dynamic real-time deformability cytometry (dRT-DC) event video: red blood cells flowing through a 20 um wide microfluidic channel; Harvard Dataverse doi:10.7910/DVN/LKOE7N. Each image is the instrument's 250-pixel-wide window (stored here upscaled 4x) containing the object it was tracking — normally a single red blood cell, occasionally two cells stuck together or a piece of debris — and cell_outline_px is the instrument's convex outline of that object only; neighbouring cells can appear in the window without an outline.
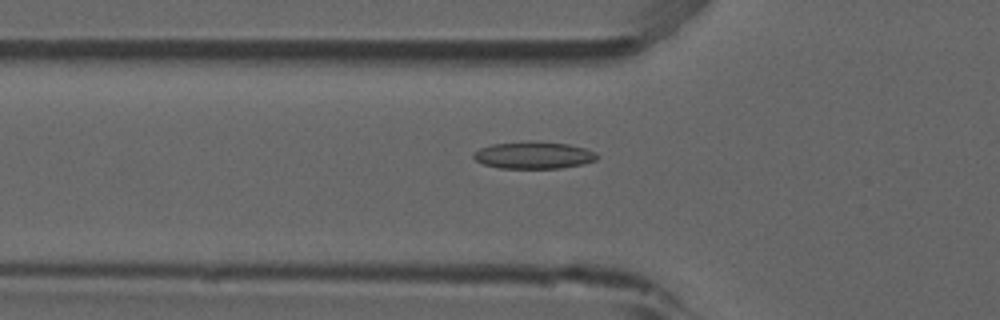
{"species": "common noctule bat (a hibernating species)", "species_latin": "Nyctalus noctula", "temperature_condition": "room temperature", "stored_images_in_passage": 45, "camera_frame_rate_fps": 3000, "um_per_image_px": 0.085, "animal": {"sex": "male", "forearm_length_mm": 52.5}, "frame": {"image": 1, "passage_image": 10, "time_ms": 3.0, "image_size_px": [1000, 320], "cell_outline_px": [[600, 156], [596, 160], [580, 164], [560, 168], [500, 168], [484, 164], [476, 160], [472, 156], [472, 152], [480, 148], [492, 144], [532, 140], [568, 144], [584, 148], [596, 152]], "centroid_in_image_um": [45.35, 13.18], "position_along_channel_um": 80.5, "area_um2": 19.59}}
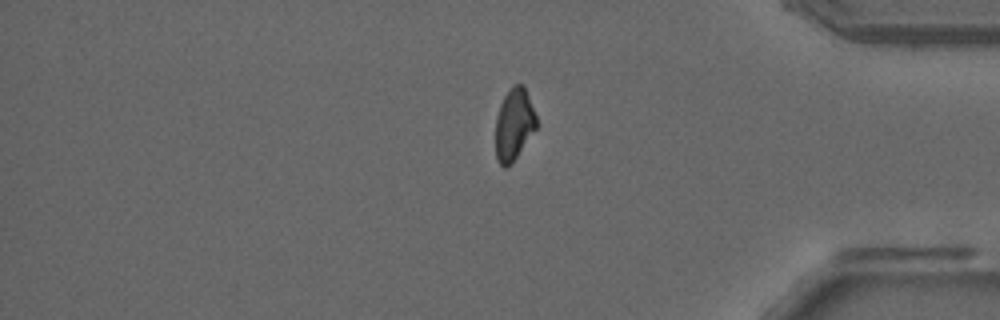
{"frame": {"image": 2, "passage_image": 36, "time_ms": 11.667, "image_size_px": [1000, 320], "cell_outline_px": [[540, 124], [512, 164], [508, 168], [504, 168], [496, 160], [496, 116], [500, 104], [508, 88], [512, 84], [524, 84]], "centroid_in_image_um": [43.72, 10.57], "position_along_channel_um": 391.5, "area_um2": 17.74}}
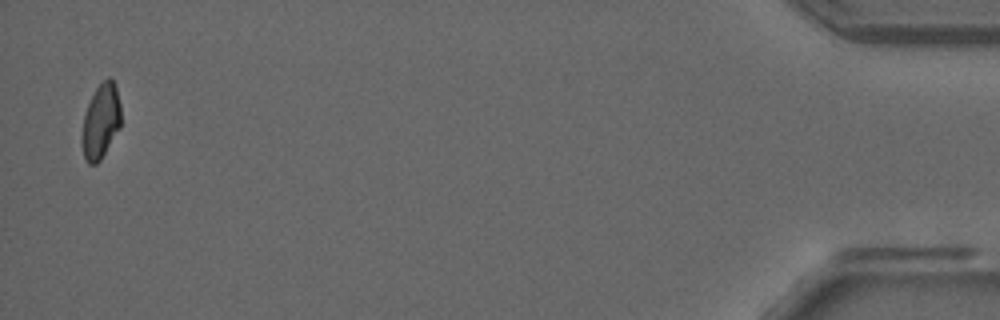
{"frame": {"image": 3, "passage_image": 44, "time_ms": 14.333, "image_size_px": [1000, 320], "cell_outline_px": [[120, 128], [100, 160], [96, 164], [88, 164], [84, 160], [80, 144], [80, 136], [84, 116], [88, 104], [96, 88], [108, 76], [112, 80], [116, 88], [120, 104]], "centroid_in_image_um": [8.53, 10.37], "position_along_channel_um": 426.7, "area_um2": 17.11}, "authors_computed_cell_mechanics": {"area_um2": 17.9758, "velocity_mm_per_s": 3.8609, "shape_relaxation_time_tau1_ms": null, "shape_relaxation_time_tau2_ms": 4.7985, "deformation_change_tau1": null, "deformation_change_tau2": 0.1052}}